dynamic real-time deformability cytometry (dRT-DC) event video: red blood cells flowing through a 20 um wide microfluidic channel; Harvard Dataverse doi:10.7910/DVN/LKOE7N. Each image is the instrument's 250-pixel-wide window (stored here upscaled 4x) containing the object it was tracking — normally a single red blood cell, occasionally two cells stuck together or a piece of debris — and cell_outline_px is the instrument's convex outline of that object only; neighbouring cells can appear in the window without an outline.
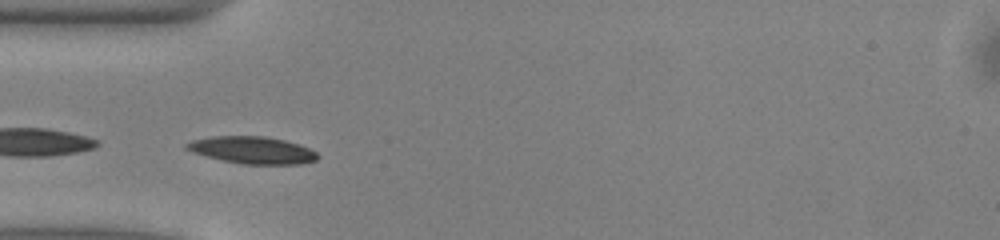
{"species": "common noctule bat (a hibernating species)", "species_latin": "Nyctalus noctula", "temperature_condition": "warm", "stored_images_in_passage": 30, "camera_frame_rate_fps": 3000, "um_per_image_px": 0.085, "animal": {"sex": "male", "body_mass_g": 13.0, "forearm_length_mm": 53.1}, "frame": {"image": 1, "passage_image": 5, "time_ms": 1.333, "image_size_px": [1000, 240], "cell_outline_px": [[320, 156], [316, 160], [300, 164], [244, 164], [224, 160], [192, 152], [184, 148], [184, 144], [192, 140], [212, 136], [264, 136], [284, 140], [300, 144], [316, 152]], "centroid_in_image_um": [21.45, 12.75], "position_along_channel_um": 63.5, "area_um2": 20.63}, "authors_computed_cell_mechanics": {"area_um2": 19.6809, "velocity_mm_per_s": 4.0127, "shape_relaxation_time_tau1_ms": 3.7049, "shape_relaxation_time_tau2_ms": 8.251, "deformation_change_tau1": 0.1252, "deformation_change_tau2": 0.1542}}